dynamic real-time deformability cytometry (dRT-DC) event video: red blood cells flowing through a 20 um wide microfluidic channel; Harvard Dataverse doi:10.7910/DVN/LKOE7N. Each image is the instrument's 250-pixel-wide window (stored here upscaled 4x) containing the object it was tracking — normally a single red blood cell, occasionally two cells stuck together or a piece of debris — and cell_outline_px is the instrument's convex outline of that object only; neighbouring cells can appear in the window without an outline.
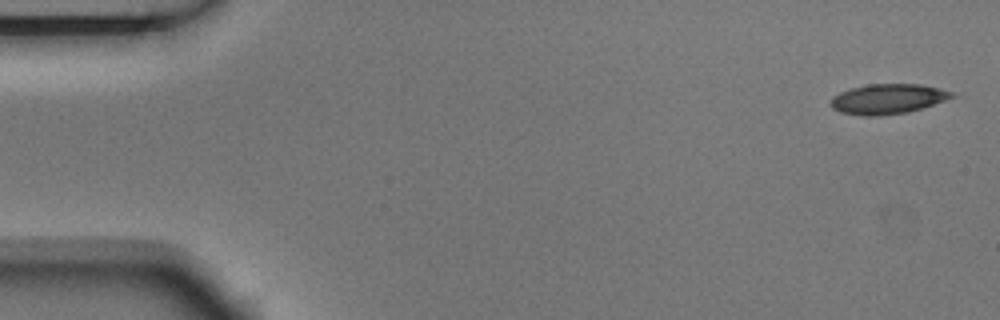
{"species": "Egyptian fruit bat (a non-hibernating species)", "species_latin": "Rousettus aegyptiacus", "temperature_condition": "room temperature", "stored_images_in_passage": 4, "camera_frame_rate_fps": 3000, "um_per_image_px": 0.085, "animal": {"sex": "male"}, "frame": {"image": 1, "passage_image": 1, "time_ms": 0.0, "image_size_px": [1000, 320], "cell_outline_px": [[956, 96], [908, 112], [880, 116], [860, 116], [840, 112], [832, 108], [828, 104], [832, 96], [840, 92], [852, 88], [868, 84], [920, 84], [952, 92]], "centroid_in_image_um": [75.37, 8.42], "position_along_channel_um": 9.6, "area_um2": 21.1}}
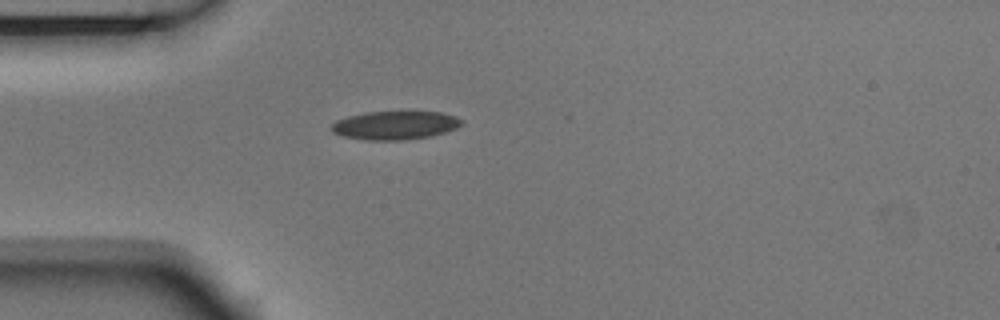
{"frame": {"image": 2, "passage_image": 4, "time_ms": 1.0, "image_size_px": [1000, 320], "cell_outline_px": [[464, 124], [456, 128], [444, 132], [428, 136], [404, 140], [364, 140], [340, 136], [332, 132], [332, 124], [336, 120], [348, 116], [364, 112], [440, 112], [456, 116], [464, 120]], "centroid_in_image_um": [33.57, 10.65], "position_along_channel_um": 51.4, "area_um2": 21.68}}